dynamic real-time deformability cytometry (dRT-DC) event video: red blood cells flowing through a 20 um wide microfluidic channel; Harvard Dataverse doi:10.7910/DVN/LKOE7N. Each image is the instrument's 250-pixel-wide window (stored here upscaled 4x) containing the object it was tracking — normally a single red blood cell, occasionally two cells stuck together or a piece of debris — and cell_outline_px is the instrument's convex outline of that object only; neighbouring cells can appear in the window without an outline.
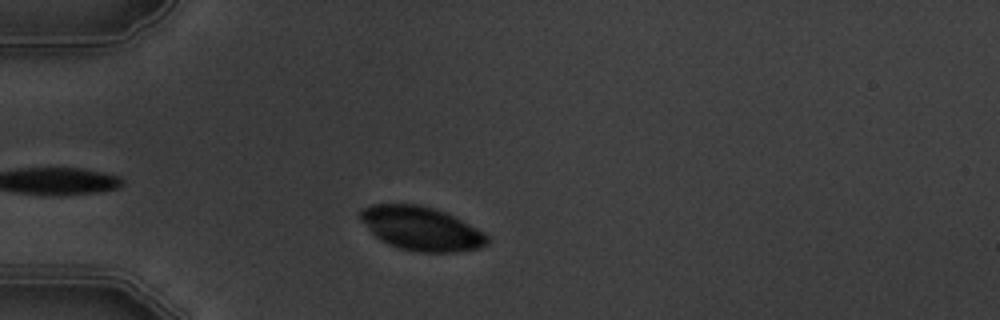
{"species": "common noctule bat (a hibernating species)", "species_latin": "Nyctalus noctula", "temperature_condition": "warm", "stored_images_in_passage": 12, "camera_frame_rate_fps": 3000, "um_per_image_px": 0.085, "animal": {"sex": "male", "body_mass_g": 19.5, "forearm_length_mm": 54.6}, "frame": {"image": 1, "passage_image": 1, "time_ms": 0.0, "image_size_px": [1000, 320], "cell_outline_px": [[488, 244], [480, 248], [456, 252], [420, 252], [400, 248], [388, 244], [380, 240], [360, 220], [360, 212], [364, 208], [372, 204], [420, 204], [444, 212], [484, 232], [488, 236]], "centroid_in_image_um": [35.8, 19.43], "position_along_channel_um": 49.2, "area_um2": 32.08}}
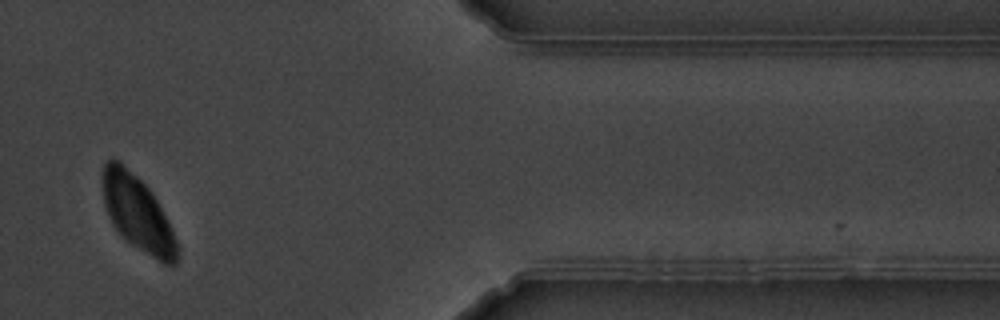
{"frame": {"image": 2, "passage_image": 10, "time_ms": 11.0, "image_size_px": [1000, 320], "cell_outline_px": [[180, 248], [176, 264], [172, 268], [164, 264], [132, 244], [120, 236], [112, 224], [108, 216], [104, 204], [104, 164], [108, 160], [120, 160], [152, 192]], "centroid_in_image_um": [11.71, 18.18], "position_along_channel_um": 399.7, "area_um2": 31.96}}